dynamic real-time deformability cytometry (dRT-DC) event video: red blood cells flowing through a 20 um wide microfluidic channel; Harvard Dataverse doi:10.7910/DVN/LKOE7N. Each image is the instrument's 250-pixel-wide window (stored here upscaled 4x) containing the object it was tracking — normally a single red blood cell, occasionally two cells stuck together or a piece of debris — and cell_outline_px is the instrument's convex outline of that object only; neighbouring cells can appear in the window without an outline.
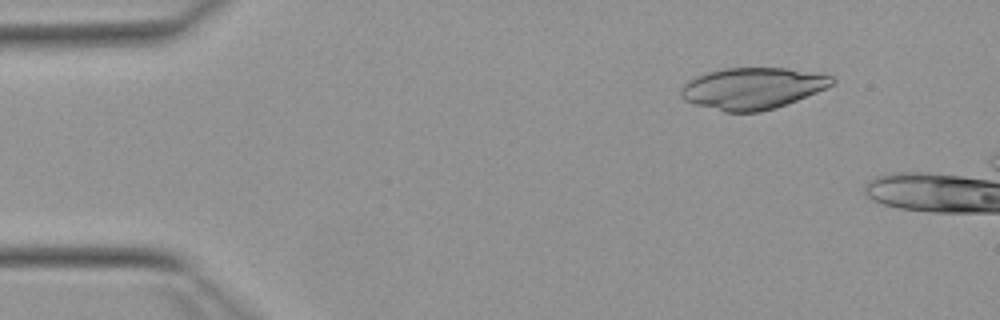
{"species": "Egyptian fruit bat (a non-hibernating species)", "species_latin": "Rousettus aegyptiacus", "temperature_condition": "warm", "stored_images_in_passage": 12, "camera_frame_rate_fps": 3000, "um_per_image_px": 0.085, "animal": {"sex": "female"}, "frame": {"image": 1, "passage_image": 6, "time_ms": 1.667, "image_size_px": [1000, 320], "cell_outline_px": [[836, 80], [832, 84], [816, 92], [776, 108], [760, 112], [724, 112], [696, 104], [684, 100], [680, 96], [680, 88], [688, 80], [704, 72], [724, 68], [788, 68], [832, 76]], "centroid_in_image_um": [63.91, 7.5], "position_along_channel_um": 21.1, "area_um2": 36.47}}